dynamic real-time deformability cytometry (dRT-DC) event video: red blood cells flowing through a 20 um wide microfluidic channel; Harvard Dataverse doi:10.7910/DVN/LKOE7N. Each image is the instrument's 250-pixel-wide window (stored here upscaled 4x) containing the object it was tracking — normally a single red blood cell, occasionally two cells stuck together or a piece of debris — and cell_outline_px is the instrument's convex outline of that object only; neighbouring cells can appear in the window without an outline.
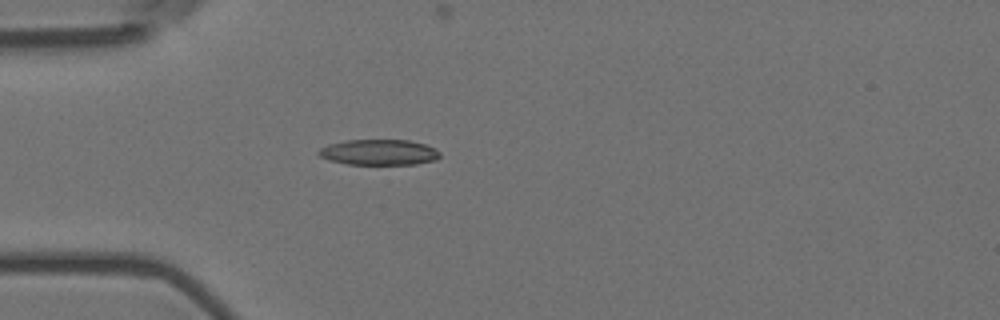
{"species": "Egyptian fruit bat (a non-hibernating species)", "species_latin": "Rousettus aegyptiacus", "temperature_condition": "room temperature", "stored_images_in_passage": 5, "camera_frame_rate_fps": 3000, "um_per_image_px": 0.085, "animal": {"sex": "female"}, "frame": {"image": 1, "passage_image": 4, "time_ms": 1.0, "image_size_px": [1000, 320], "cell_outline_px": [[440, 156], [436, 160], [416, 164], [348, 164], [328, 160], [320, 156], [316, 152], [320, 148], [328, 144], [348, 140], [408, 140], [424, 144], [440, 152]], "centroid_in_image_um": [32.19, 12.94], "position_along_channel_um": 52.8, "area_um2": 18.03}}